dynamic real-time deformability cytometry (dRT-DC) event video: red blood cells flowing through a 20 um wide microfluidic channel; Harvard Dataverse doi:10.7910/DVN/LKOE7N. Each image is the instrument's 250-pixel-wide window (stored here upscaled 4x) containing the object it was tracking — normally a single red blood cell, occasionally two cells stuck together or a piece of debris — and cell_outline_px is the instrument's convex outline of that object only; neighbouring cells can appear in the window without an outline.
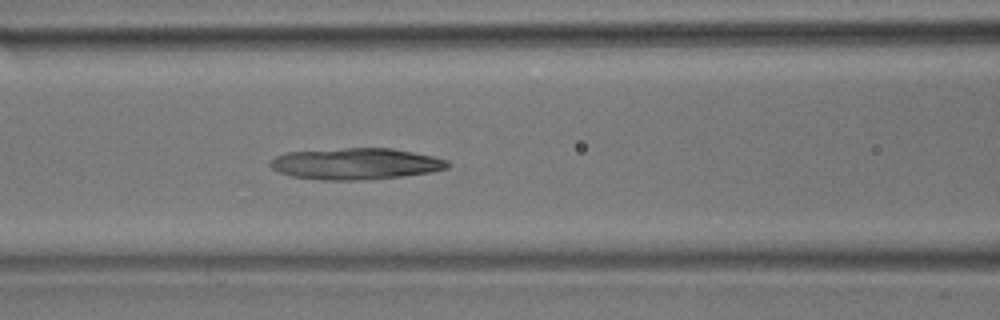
{"species": "common noctule bat (a hibernating species)", "species_latin": "Nyctalus noctula", "temperature_condition": "room temperature", "stored_images_in_passage": 44, "camera_frame_rate_fps": 3000, "um_per_image_px": 0.085, "animal": {"sex": "male", "body_mass_g": 17.9}, "frame": {"image": 1, "passage_image": 18, "time_ms": 5.667, "image_size_px": [1000, 320], "cell_outline_px": [[448, 168], [432, 172], [368, 180], [324, 180], [292, 176], [276, 172], [268, 164], [276, 156], [288, 152], [344, 148], [392, 148], [432, 156], [448, 160]], "centroid_in_image_um": [30.22, 13.92], "position_along_channel_um": 136.4, "area_um2": 32.43}}
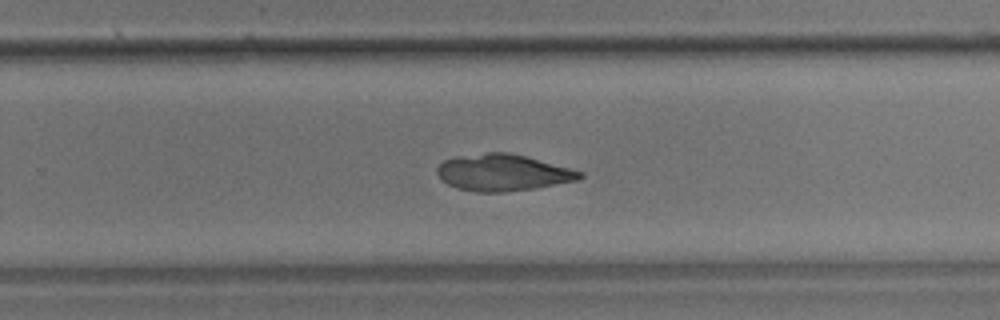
{"frame": {"image": 2, "passage_image": 28, "time_ms": 9.0, "image_size_px": [1000, 320], "cell_outline_px": [[584, 176], [580, 180], [536, 188], [504, 192], [476, 192], [456, 188], [440, 180], [436, 172], [436, 168], [444, 160], [456, 156], [488, 152], [508, 152], [528, 156], [584, 172]], "centroid_in_image_um": [42.75, 14.67], "position_along_channel_um": 287.1, "area_um2": 30.87}}
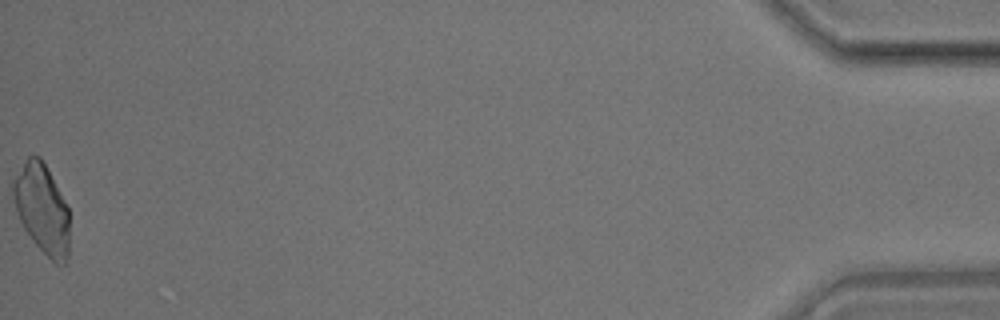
{"frame": {"image": 3, "passage_image": 44, "time_ms": 14.333, "image_size_px": [1000, 320], "cell_outline_px": [[68, 256], [64, 264], [56, 264], [32, 240], [24, 228], [16, 212], [12, 196], [12, 180], [24, 160], [28, 156], [40, 156], [68, 208]], "centroid_in_image_um": [3.54, 17.73], "position_along_channel_um": 431.7, "area_um2": 28.96}}